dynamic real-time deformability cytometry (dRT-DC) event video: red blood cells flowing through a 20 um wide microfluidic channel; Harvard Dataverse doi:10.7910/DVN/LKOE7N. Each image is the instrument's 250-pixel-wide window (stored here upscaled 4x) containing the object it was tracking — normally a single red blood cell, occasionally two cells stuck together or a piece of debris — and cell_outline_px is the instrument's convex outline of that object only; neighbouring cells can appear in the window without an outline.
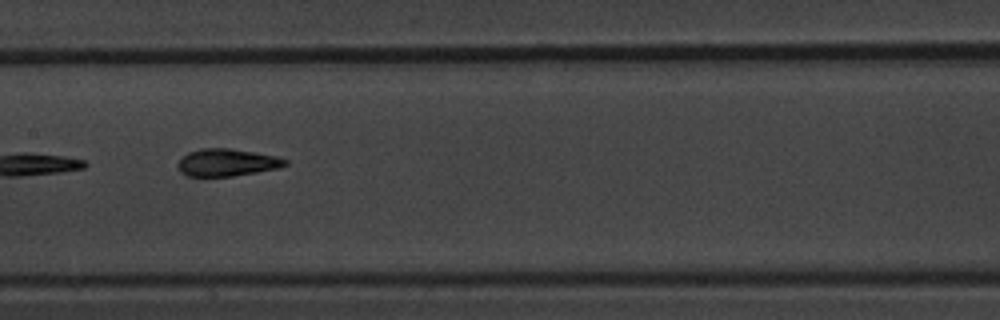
{"species": "common noctule bat (a hibernating species)", "species_latin": "Nyctalus noctula", "temperature_condition": "warm", "stored_images_in_passage": 5, "camera_frame_rate_fps": 3000, "um_per_image_px": 0.085, "animal": {"sex": "male", "body_mass_g": 20.1, "forearm_length_mm": 53.5}, "frame": {"image": 1, "passage_image": 5, "time_ms": 4.667, "image_size_px": [1000, 320], "cell_outline_px": [[288, 164], [280, 168], [232, 176], [188, 176], [180, 172], [176, 164], [180, 156], [188, 152], [200, 148], [228, 148], [276, 156], [288, 160]], "centroid_in_image_um": [19.24, 13.81], "position_along_channel_um": 188.2, "area_um2": 17.22}}